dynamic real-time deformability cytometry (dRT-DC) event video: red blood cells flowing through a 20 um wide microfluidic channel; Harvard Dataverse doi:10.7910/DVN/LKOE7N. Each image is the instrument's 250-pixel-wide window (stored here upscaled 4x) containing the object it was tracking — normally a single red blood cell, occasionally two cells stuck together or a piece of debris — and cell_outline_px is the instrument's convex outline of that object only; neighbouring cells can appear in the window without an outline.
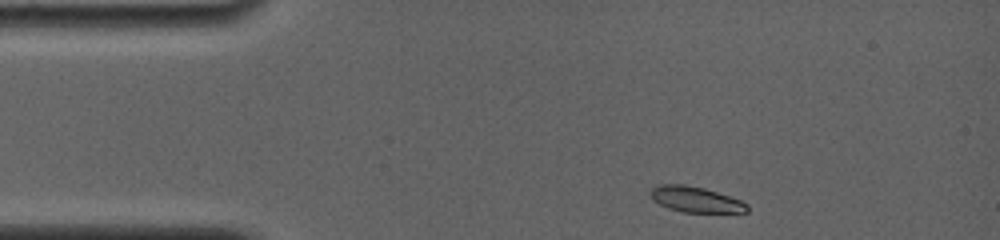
{"species": "common noctule bat (a hibernating species)", "species_latin": "Nyctalus noctula", "temperature_condition": "room temperature", "stored_images_in_passage": 22, "camera_frame_rate_fps": 4000, "um_per_image_px": 0.085, "animal": {"sex": "female", "body_mass_g": 19.0, "forearm_length_mm": 56.7}, "frame": {"image": 1, "passage_image": 1, "time_ms": 0.0, "image_size_px": [1000, 240], "cell_outline_px": [[748, 212], [684, 212], [668, 208], [652, 200], [648, 192], [656, 184], [684, 184], [704, 188], [740, 200], [748, 204]], "centroid_in_image_um": [59.07, 16.94], "position_along_channel_um": 25.9, "area_um2": 14.45}}
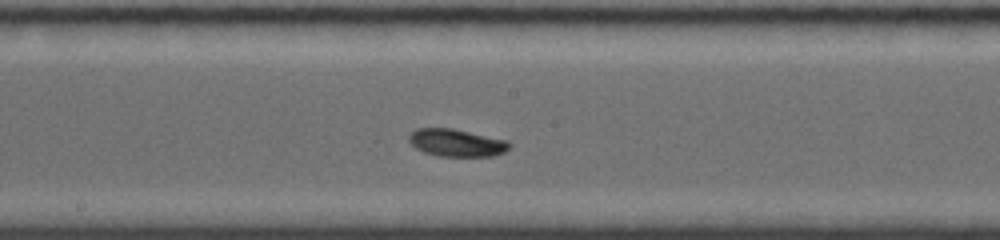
{"frame": {"image": 2, "passage_image": 13, "time_ms": 6.25, "image_size_px": [1000, 240], "cell_outline_px": [[512, 144], [504, 152], [492, 156], [440, 156], [424, 152], [416, 148], [408, 140], [408, 136], [416, 128], [452, 128], [508, 140]], "centroid_in_image_um": [38.81, 12.13], "position_along_channel_um": 209.4, "area_um2": 16.07}}
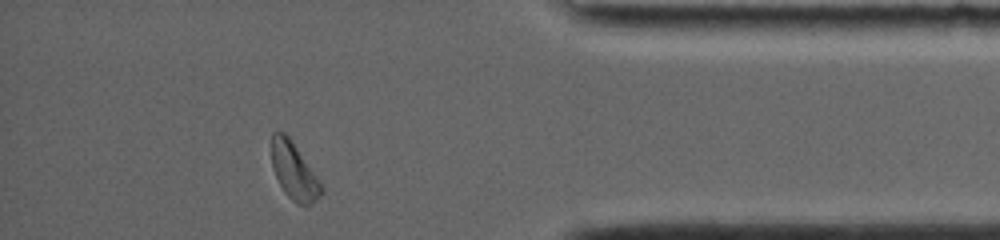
{"frame": {"image": 3, "passage_image": 22, "time_ms": 12.0, "image_size_px": [1000, 240], "cell_outline_px": [[324, 192], [316, 200], [308, 204], [296, 204], [284, 192], [272, 168], [272, 132], [284, 132], [288, 136], [316, 176], [324, 188]], "centroid_in_image_um": [24.99, 14.56], "position_along_channel_um": 410.2, "area_um2": 16.07}, "authors_computed_cell_mechanics": {"area_um2": 15.4904, "velocity_mm_per_s": 3.8044, "shape_relaxation_time_tau1_ms": 3.9038, "shape_relaxation_time_tau2_ms": null, "deformation_change_tau1": 0.1143, "deformation_change_tau2": null}}